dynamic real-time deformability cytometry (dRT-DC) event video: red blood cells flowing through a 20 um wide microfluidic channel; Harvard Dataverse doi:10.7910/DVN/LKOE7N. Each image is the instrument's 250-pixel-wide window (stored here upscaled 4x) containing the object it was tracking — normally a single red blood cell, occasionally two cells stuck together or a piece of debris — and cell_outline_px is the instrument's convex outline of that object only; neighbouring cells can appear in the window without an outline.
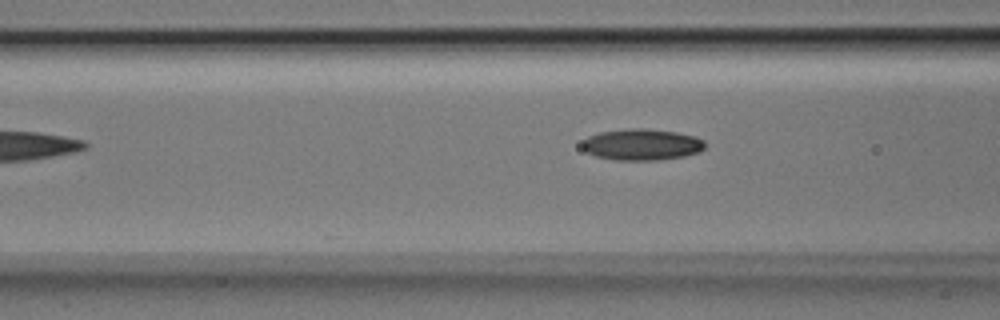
{"species": "Egyptian fruit bat (a non-hibernating species)", "species_latin": "Rousettus aegyptiacus", "temperature_condition": "room temperature", "stored_images_in_passage": 8, "camera_frame_rate_fps": 3000, "um_per_image_px": 0.085, "animal": {"sex": "male"}, "frame": {"image": 1, "passage_image": 6, "time_ms": 1.667, "image_size_px": [1000, 320], "cell_outline_px": [[704, 148], [696, 152], [684, 156], [656, 160], [616, 160], [596, 156], [588, 152], [580, 144], [588, 136], [600, 132], [628, 128], [644, 128], [676, 132], [696, 136], [704, 140]], "centroid_in_image_um": [54.54, 12.28], "position_along_channel_um": 112.1, "area_um2": 22.31}}
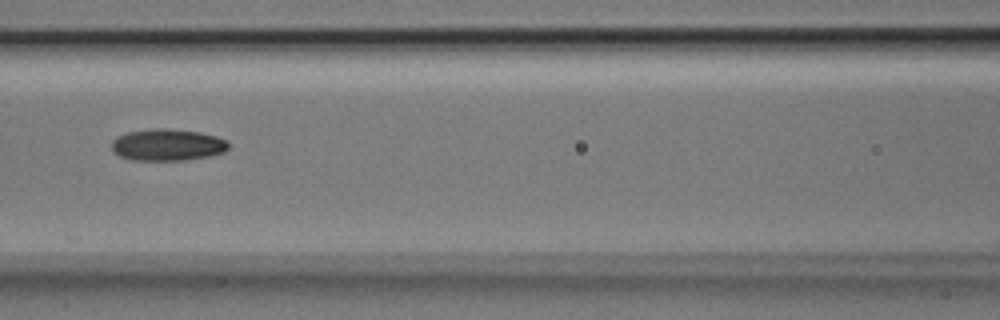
{"frame": {"image": 2, "passage_image": 7, "time_ms": 2.0, "image_size_px": [1000, 320], "cell_outline_px": [[228, 148], [224, 152], [208, 156], [184, 160], [132, 160], [120, 156], [112, 152], [112, 140], [116, 136], [128, 132], [152, 128], [164, 128], [200, 132], [216, 136], [228, 140]], "centroid_in_image_um": [14.21, 12.31], "position_along_channel_um": 152.4, "area_um2": 21.73}}
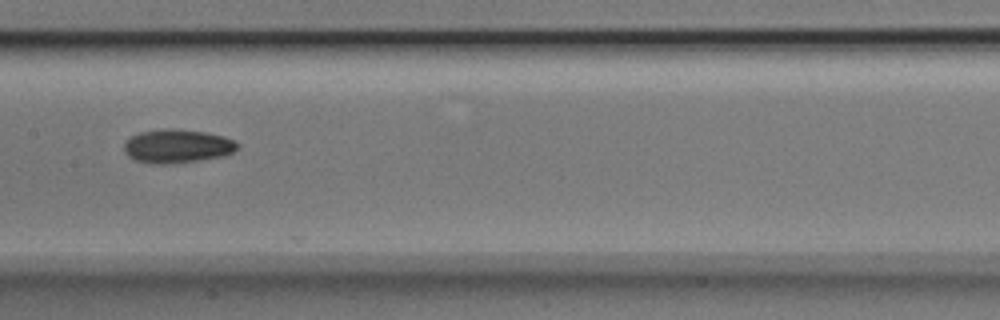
{"frame": {"image": 3, "passage_image": 8, "time_ms": 2.333, "image_size_px": [1000, 320], "cell_outline_px": [[240, 144], [232, 152], [224, 156], [200, 160], [172, 164], [152, 164], [132, 160], [124, 152], [124, 144], [128, 136], [140, 132], [164, 128], [172, 128], [204, 132], [224, 136], [236, 140]], "centroid_in_image_um": [15.03, 12.42], "position_along_channel_um": 192.4, "area_um2": 22.66}}